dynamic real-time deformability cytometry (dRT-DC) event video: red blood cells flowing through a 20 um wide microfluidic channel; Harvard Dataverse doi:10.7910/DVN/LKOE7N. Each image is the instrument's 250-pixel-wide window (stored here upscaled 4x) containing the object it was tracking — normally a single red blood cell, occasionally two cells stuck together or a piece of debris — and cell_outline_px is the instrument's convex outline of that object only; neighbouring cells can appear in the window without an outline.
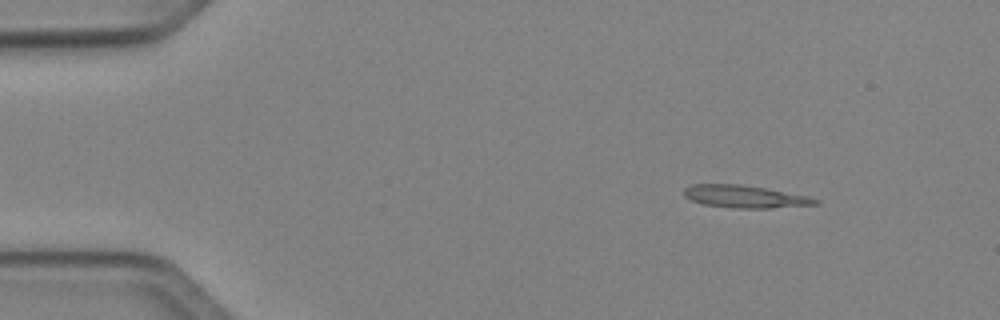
{"species": "Egyptian fruit bat (a non-hibernating species)", "species_latin": "Rousettus aegyptiacus", "temperature_condition": "cold", "stored_images_in_passage": 3, "camera_frame_rate_fps": 3000, "um_per_image_px": 0.085, "animal": {"sex": "female"}, "frame": {"image": 1, "passage_image": 1, "time_ms": 0.0, "image_size_px": [1000, 320], "cell_outline_px": [[820, 204], [772, 208], [732, 208], [704, 204], [692, 200], [684, 196], [684, 188], [688, 184], [740, 184], [764, 188], [808, 196], [820, 200]], "centroid_in_image_um": [63.31, 16.71], "position_along_channel_um": 21.7, "area_um2": 17.22}}